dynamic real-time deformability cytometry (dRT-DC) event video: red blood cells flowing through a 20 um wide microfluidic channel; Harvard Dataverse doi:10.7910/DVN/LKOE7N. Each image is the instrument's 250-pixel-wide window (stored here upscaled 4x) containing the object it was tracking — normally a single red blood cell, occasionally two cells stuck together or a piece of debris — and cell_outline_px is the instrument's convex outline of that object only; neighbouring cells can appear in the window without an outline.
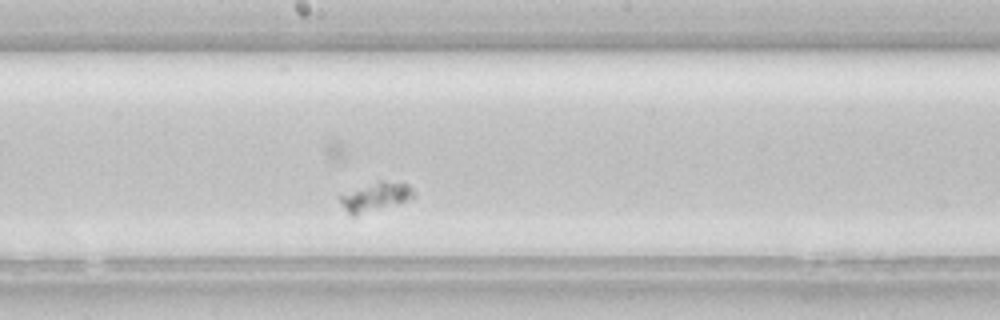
{"species": "common noctule bat (a hibernating species)", "species_latin": "Nyctalus noctula", "temperature_condition": "room temperature", "stored_images_in_passage": 34, "camera_frame_rate_fps": 3000, "um_per_image_px": 0.085, "animal": {"sex": "female", "body_mass_g": 22.7, "forearm_length_mm": 54.2}, "frame": {"image": 1, "passage_image": 11, "time_ms": 3.333, "image_size_px": [1000, 320], "cell_outline_px": [[412, 196], [404, 200], [352, 216], [344, 208], [336, 196], [380, 180], [408, 184], [412, 188]], "centroid_in_image_um": [31.82, 16.7], "position_along_channel_um": 216.4, "area_um2": 11.56}}
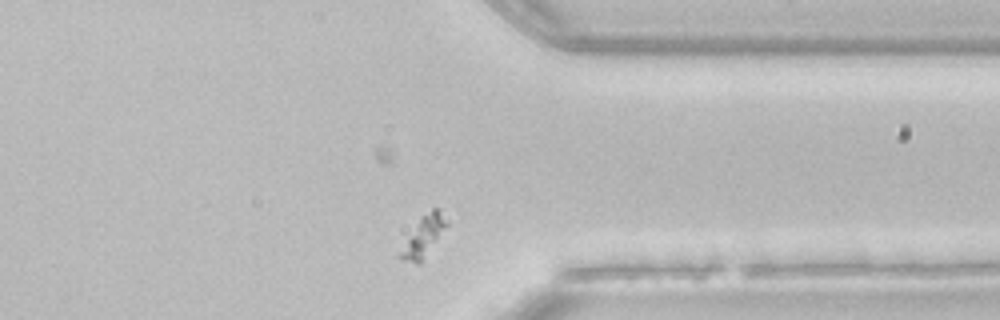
{"frame": {"image": 2, "passage_image": 23, "time_ms": 7.333, "image_size_px": [1000, 320], "cell_outline_px": [[448, 224], [420, 264], [404, 260], [396, 256], [420, 216], [432, 208], [440, 208], [448, 220]], "centroid_in_image_um": [36.0, 20.06], "position_along_channel_um": 375.4, "area_um2": 10.87}}